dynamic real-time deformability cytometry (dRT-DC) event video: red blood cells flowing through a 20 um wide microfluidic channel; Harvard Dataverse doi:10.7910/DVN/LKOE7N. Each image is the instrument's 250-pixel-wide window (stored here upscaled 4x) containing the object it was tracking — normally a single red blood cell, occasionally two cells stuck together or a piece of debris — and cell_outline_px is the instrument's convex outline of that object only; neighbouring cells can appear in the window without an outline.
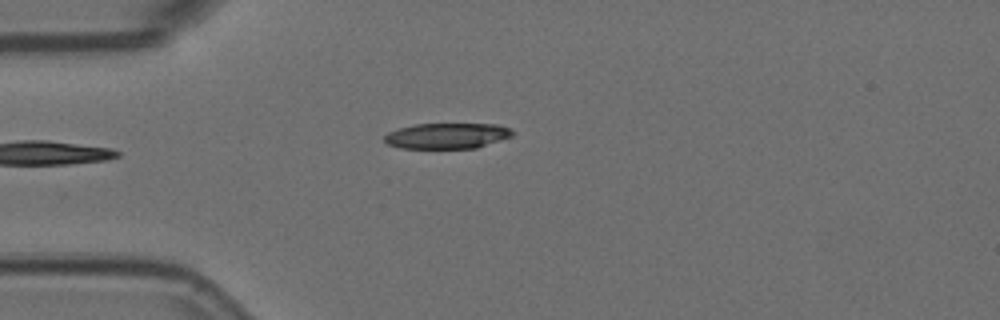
{"species": "Egyptian fruit bat (a non-hibernating species)", "species_latin": "Rousettus aegyptiacus", "temperature_condition": "room temperature", "stored_images_in_passage": 29, "camera_frame_rate_fps": 3000, "um_per_image_px": 0.085, "animal": {"sex": "female"}, "frame": {"image": 1, "passage_image": 1, "time_ms": 0.0, "image_size_px": [1000, 320], "cell_outline_px": [[516, 132], [512, 136], [476, 148], [400, 148], [388, 144], [384, 140], [384, 136], [388, 132], [400, 128], [416, 124], [500, 124]], "centroid_in_image_um": [38.02, 11.54], "position_along_channel_um": 47.0, "area_um2": 19.07}}
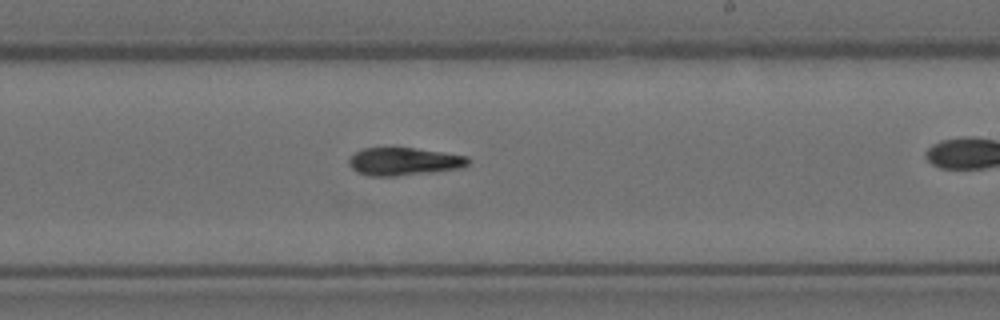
{"frame": {"image": 2, "passage_image": 15, "time_ms": 4.667, "image_size_px": [1000, 320], "cell_outline_px": [[472, 160], [464, 168], [432, 172], [396, 176], [368, 176], [356, 172], [348, 164], [348, 160], [356, 152], [364, 148], [412, 148], [468, 156]], "centroid_in_image_um": [34.35, 13.74], "position_along_channel_um": 254.6, "area_um2": 19.36}}
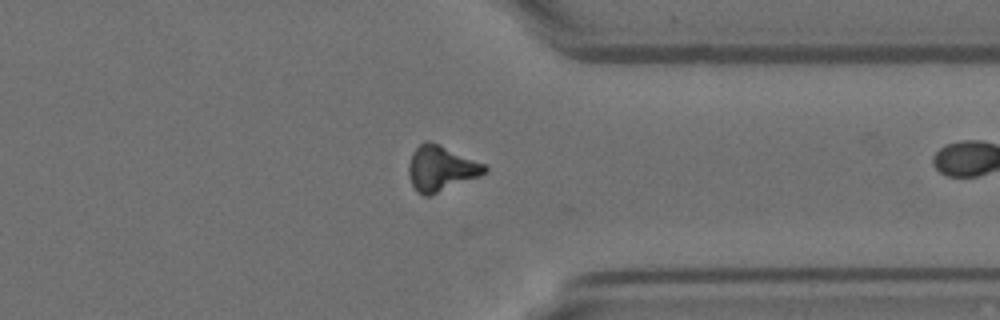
{"frame": {"image": 3, "passage_image": 25, "time_ms": 8.0, "image_size_px": [1000, 320], "cell_outline_px": [[488, 172], [480, 176], [432, 196], [424, 196], [416, 192], [412, 184], [408, 172], [408, 164], [412, 152], [424, 140], [428, 140], [440, 144], [484, 164], [488, 168]], "centroid_in_image_um": [37.47, 14.33], "position_along_channel_um": 373.9, "area_um2": 20.35}, "authors_computed_cell_mechanics": {"area_um2": 19.363, "velocity_mm_per_s": 3.6866, "shape_relaxation_time_tau1_ms": null, "shape_relaxation_time_tau2_ms": 3.6425, "deformation_change_tau1": null, "deformation_change_tau2": 0.0834}}